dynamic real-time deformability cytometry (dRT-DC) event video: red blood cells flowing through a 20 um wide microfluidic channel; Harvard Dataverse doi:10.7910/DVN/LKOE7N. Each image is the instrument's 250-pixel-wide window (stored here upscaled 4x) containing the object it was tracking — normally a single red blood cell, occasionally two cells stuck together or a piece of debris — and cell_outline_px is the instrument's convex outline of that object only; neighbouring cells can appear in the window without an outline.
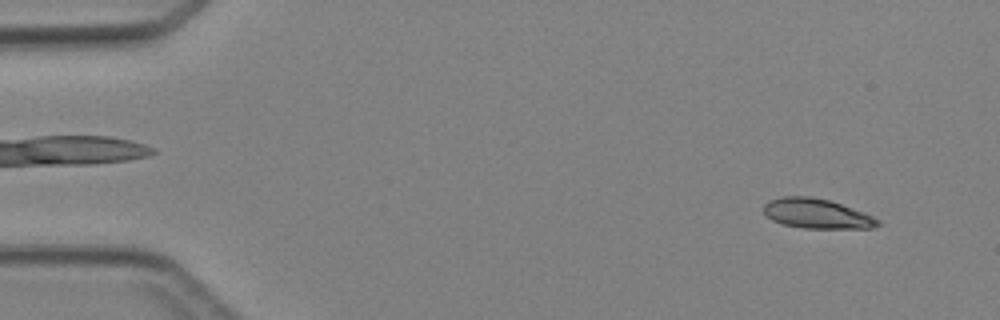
{"species": "Egyptian fruit bat (a non-hibernating species)", "species_latin": "Rousettus aegyptiacus", "temperature_condition": "cold", "stored_images_in_passage": 3, "camera_frame_rate_fps": 3000, "um_per_image_px": 0.085, "animal": {"sex": "female"}, "frame": {"image": 1, "passage_image": 1, "time_ms": 0.0, "image_size_px": [1000, 320], "cell_outline_px": [[880, 224], [872, 228], [804, 228], [784, 224], [772, 220], [764, 212], [764, 204], [768, 200], [784, 196], [808, 196], [828, 200], [864, 212], [880, 220]], "centroid_in_image_um": [69.42, 18.15], "position_along_channel_um": 15.6, "area_um2": 19.59}}
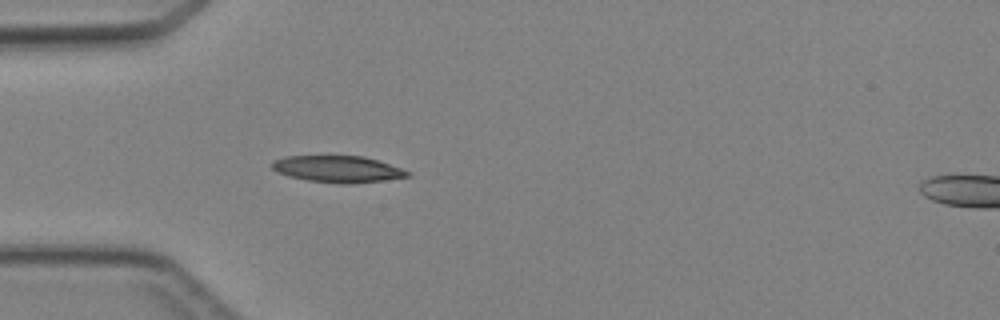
{"frame": {"image": 2, "passage_image": 3, "time_ms": 3.333, "image_size_px": [1000, 320], "cell_outline_px": [[412, 176], [384, 180], [344, 184], [308, 180], [288, 176], [276, 172], [272, 168], [272, 160], [284, 156], [364, 156], [412, 172]], "centroid_in_image_um": [28.69, 14.37], "position_along_channel_um": 56.3, "area_um2": 20.92}}